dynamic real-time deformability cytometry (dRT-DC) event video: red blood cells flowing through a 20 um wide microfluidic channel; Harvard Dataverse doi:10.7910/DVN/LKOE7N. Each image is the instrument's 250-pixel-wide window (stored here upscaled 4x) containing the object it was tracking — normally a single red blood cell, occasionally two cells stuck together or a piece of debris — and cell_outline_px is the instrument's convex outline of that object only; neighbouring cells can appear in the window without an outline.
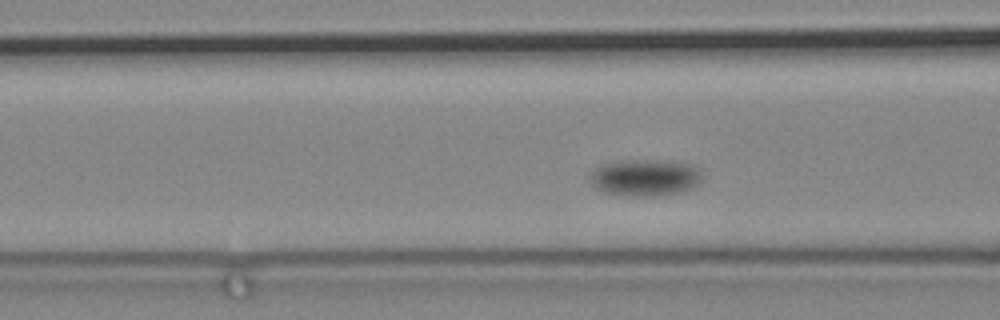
{"species": "common noctule bat (a hibernating species)", "species_latin": "Nyctalus noctula", "temperature_condition": "cold", "stored_images_in_passage": 64, "camera_frame_rate_fps": 3000, "um_per_image_px": 0.085, "animal": {"sex": "male", "body_mass_g": 19.2, "forearm_length_mm": 51.8}, "frame": {"image": 1, "passage_image": 11, "time_ms": 3.333, "image_size_px": [1000, 320], "cell_outline_px": [[700, 184], [692, 188], [680, 192], [652, 196], [628, 196], [608, 192], [596, 188], [588, 180], [588, 176], [596, 168], [604, 164], [636, 160], [652, 160], [692, 164], [700, 168]], "centroid_in_image_um": [54.85, 15.11], "position_along_channel_um": 111.7, "area_um2": 23.7}}
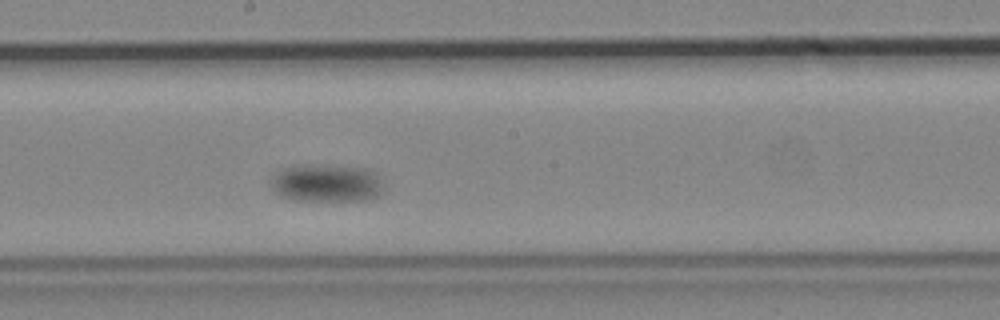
{"frame": {"image": 2, "passage_image": 25, "time_ms": 8.0, "image_size_px": [1000, 320], "cell_outline_px": [[384, 188], [380, 196], [368, 200], [292, 200], [280, 196], [268, 184], [272, 176], [280, 168], [296, 164], [308, 164], [368, 168], [376, 176]], "centroid_in_image_um": [27.69, 15.55], "position_along_channel_um": 220.5, "area_um2": 25.2}}
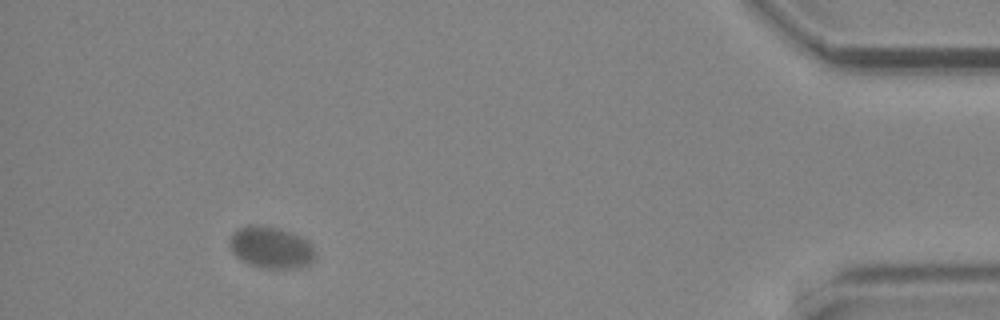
{"frame": {"image": 3, "passage_image": 57, "time_ms": 18.667, "image_size_px": [1000, 320], "cell_outline_px": [[316, 256], [312, 264], [300, 268], [260, 268], [240, 260], [232, 252], [228, 244], [228, 240], [232, 232], [248, 224], [260, 224], [280, 228], [300, 236], [308, 240], [312, 244]], "centroid_in_image_um": [23.03, 21.03], "position_along_channel_um": 412.2, "area_um2": 21.39}}